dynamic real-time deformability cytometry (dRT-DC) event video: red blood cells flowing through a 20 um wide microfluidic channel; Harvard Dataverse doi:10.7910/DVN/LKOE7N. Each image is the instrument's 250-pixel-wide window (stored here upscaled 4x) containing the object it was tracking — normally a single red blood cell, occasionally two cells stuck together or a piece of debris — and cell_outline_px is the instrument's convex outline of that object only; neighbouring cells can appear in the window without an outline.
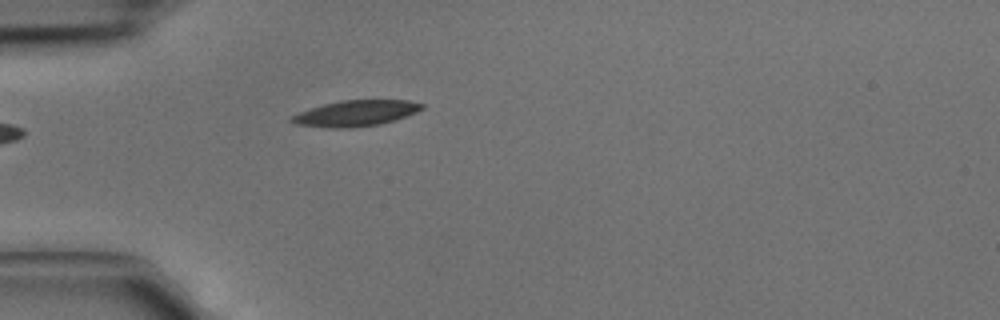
{"species": "common noctule bat (a hibernating species)", "species_latin": "Nyctalus noctula", "temperature_condition": "cold", "stored_images_in_passage": 4, "camera_frame_rate_fps": 3000, "um_per_image_px": 0.085, "animal": {"sex": "male", "body_mass_g": 15.6}, "frame": {"image": 1, "passage_image": 4, "time_ms": 1.0, "image_size_px": [1000, 320], "cell_outline_px": [[424, 108], [416, 112], [380, 124], [352, 128], [328, 128], [296, 124], [288, 120], [288, 116], [324, 104], [340, 100], [408, 100], [424, 104]], "centroid_in_image_um": [30.19, 9.63], "position_along_channel_um": 54.8, "area_um2": 19.59}}